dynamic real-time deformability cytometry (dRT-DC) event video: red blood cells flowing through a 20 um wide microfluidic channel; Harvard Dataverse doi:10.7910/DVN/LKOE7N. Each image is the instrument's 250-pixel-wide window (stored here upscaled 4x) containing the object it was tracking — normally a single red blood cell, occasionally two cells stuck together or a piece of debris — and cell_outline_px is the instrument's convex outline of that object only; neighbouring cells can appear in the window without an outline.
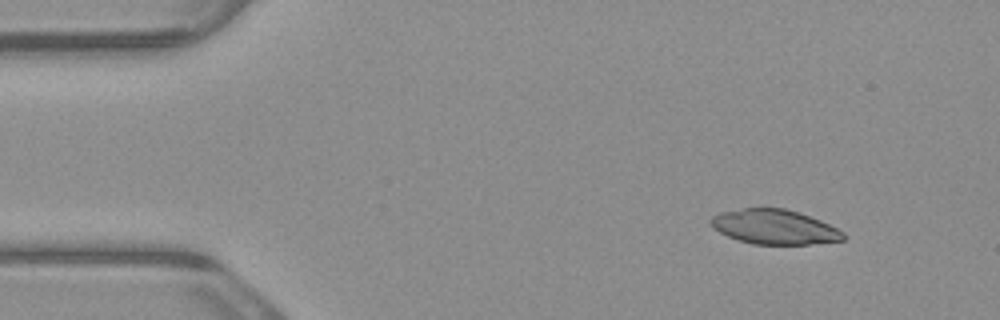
{"species": "common noctule bat (a hibernating species)", "species_latin": "Nyctalus noctula", "temperature_condition": "warm", "stored_images_in_passage": 6, "segment_of_instrument_passage": [2, 2], "camera_frame_rate_fps": 3000, "um_per_image_px": 0.085, "animal": {"sex": "male", "body_mass_g": 23.1, "forearm_length_mm": 52.7}, "frame": {"image": 1, "passage_image": 6, "time_ms": 1.667, "image_size_px": [1000, 320], "cell_outline_px": [[844, 240], [808, 244], [752, 244], [736, 240], [712, 228], [708, 220], [712, 216], [720, 212], [744, 208], [784, 208], [800, 212], [820, 220], [844, 232]], "centroid_in_image_um": [65.78, 19.28], "position_along_channel_um": 19.2, "area_um2": 26.82}}